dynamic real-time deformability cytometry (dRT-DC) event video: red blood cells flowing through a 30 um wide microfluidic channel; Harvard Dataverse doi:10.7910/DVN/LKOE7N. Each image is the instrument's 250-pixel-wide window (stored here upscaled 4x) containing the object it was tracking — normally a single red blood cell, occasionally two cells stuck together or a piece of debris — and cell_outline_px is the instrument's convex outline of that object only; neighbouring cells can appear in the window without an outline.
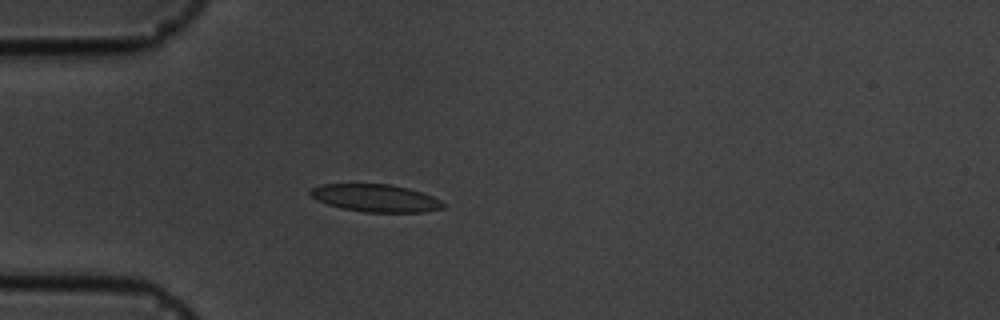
{"species": "common noctule bat (a hibernating species)", "species_latin": "Nyctalus noctula", "temperature_condition": "cold", "stored_images_in_passage": 4, "camera_frame_rate_fps": 3000, "um_per_image_px": 0.085, "animal": {"sex": "male", "body_mass_g": 19.5, "forearm_length_mm": 54.6}, "frame": {"image": 1, "passage_image": 4, "time_ms": 4.333, "image_size_px": [1000, 320], "cell_outline_px": [[444, 208], [424, 212], [364, 212], [344, 208], [328, 204], [316, 200], [308, 192], [312, 188], [320, 184], [388, 184], [408, 188], [432, 196], [440, 200], [444, 204]], "centroid_in_image_um": [31.92, 16.83], "position_along_channel_um": 53.1, "area_um2": 21.15}}